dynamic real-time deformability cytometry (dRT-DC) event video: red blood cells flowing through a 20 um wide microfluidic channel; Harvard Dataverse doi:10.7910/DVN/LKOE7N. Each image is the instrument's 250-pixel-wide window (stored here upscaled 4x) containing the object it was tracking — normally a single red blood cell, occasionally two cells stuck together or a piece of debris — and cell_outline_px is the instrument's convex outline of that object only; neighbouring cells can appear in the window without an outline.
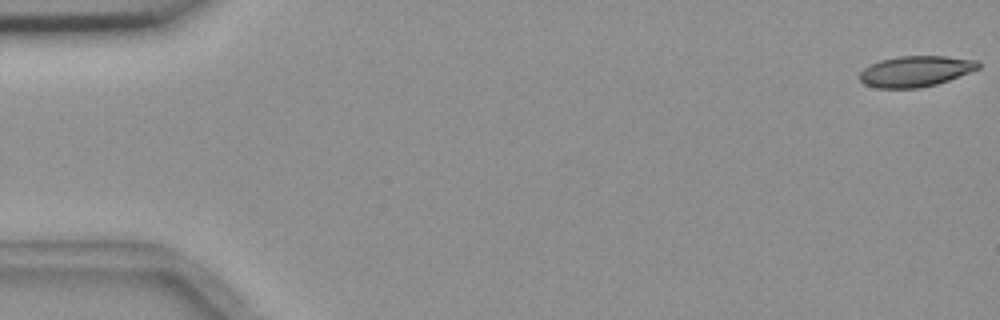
{"species": "common noctule bat (a hibernating species)", "species_latin": "Nyctalus noctula", "temperature_condition": "room temperature", "stored_images_in_passage": 5, "camera_frame_rate_fps": 3000, "um_per_image_px": 0.085, "animal": {"sex": "female", "body_mass_g": 18.4}, "frame": {"image": 1, "passage_image": 1, "time_ms": 0.0, "image_size_px": [1000, 320], "cell_outline_px": [[980, 68], [948, 80], [936, 84], [920, 88], [876, 88], [864, 84], [860, 80], [860, 72], [864, 68], [880, 60], [900, 56], [944, 56], [976, 60], [980, 64]], "centroid_in_image_um": [77.81, 6.06], "position_along_channel_um": 7.2, "area_um2": 21.15}}
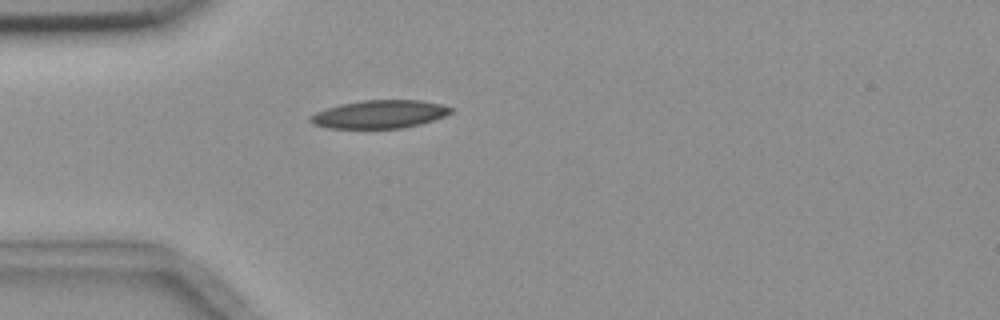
{"frame": {"image": 2, "passage_image": 5, "time_ms": 5.0, "image_size_px": [1000, 320], "cell_outline_px": [[456, 108], [452, 112], [444, 116], [420, 124], [400, 128], [328, 128], [312, 124], [308, 120], [308, 116], [316, 112], [340, 104], [360, 100], [420, 100], [440, 104]], "centroid_in_image_um": [32.24, 9.7], "position_along_channel_um": 52.8, "area_um2": 23.06}}